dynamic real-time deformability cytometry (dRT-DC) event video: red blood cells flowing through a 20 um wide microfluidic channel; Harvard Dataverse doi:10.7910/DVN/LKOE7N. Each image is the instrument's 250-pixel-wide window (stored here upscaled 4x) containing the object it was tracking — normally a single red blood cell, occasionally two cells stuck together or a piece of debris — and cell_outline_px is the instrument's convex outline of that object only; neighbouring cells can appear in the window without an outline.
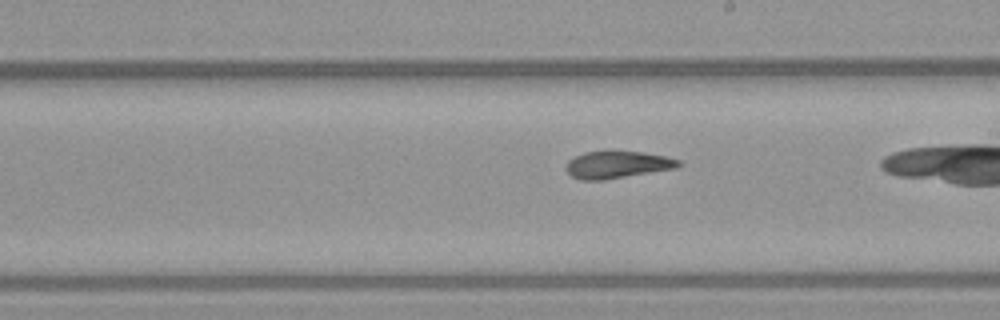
{"species": "common noctule bat (a hibernating species)", "species_latin": "Nyctalus noctula", "temperature_condition": "warm", "stored_images_in_passage": 27, "camera_frame_rate_fps": 3000, "um_per_image_px": 0.085, "animal": {"sex": "female", "body_mass_g": 21.9}, "frame": {"image": 1, "passage_image": 16, "time_ms": 5.0, "image_size_px": [1000, 320], "cell_outline_px": [[684, 164], [676, 168], [604, 180], [580, 180], [572, 176], [564, 168], [568, 160], [584, 152], [608, 148], [640, 152], [668, 156], [680, 160]], "centroid_in_image_um": [52.47, 13.95], "position_along_channel_um": 236.5, "area_um2": 18.55}}